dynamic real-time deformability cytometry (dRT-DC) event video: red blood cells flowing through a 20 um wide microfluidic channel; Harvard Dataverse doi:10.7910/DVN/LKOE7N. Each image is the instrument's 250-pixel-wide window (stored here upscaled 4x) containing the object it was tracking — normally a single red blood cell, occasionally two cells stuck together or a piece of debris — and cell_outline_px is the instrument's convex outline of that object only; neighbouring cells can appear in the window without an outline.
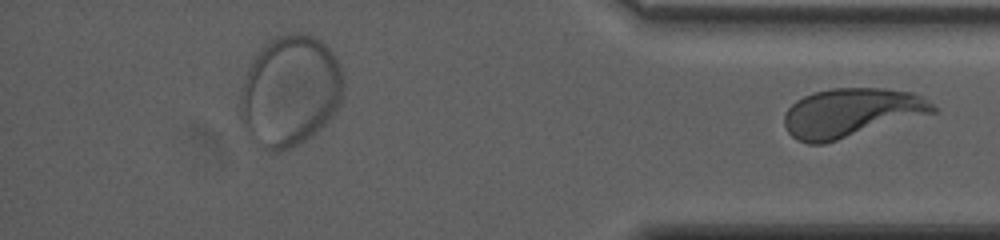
{"species": "human", "species_latin": "Homo sapiens", "temperature_condition": "warm", "stored_images_in_passage": 83, "segment_of_instrument_passage": [2, 2], "camera_frame_rate_fps": 3000, "um_per_image_px": 0.085, "donor": {"sex": "female"}, "frame": {"image": 1, "passage_image": 83, "time_ms": 12.667, "image_size_px": [1000, 240], "cell_outline_px": [[936, 112], [824, 144], [808, 144], [796, 140], [788, 132], [784, 124], [784, 116], [788, 108], [796, 100], [804, 96], [816, 92], [832, 88], [884, 88], [908, 92], [920, 96], [932, 104], [936, 108]], "centroid_in_image_um": [72.31, 9.59], "position_along_channel_um": 362.9, "area_um2": 42.08}}